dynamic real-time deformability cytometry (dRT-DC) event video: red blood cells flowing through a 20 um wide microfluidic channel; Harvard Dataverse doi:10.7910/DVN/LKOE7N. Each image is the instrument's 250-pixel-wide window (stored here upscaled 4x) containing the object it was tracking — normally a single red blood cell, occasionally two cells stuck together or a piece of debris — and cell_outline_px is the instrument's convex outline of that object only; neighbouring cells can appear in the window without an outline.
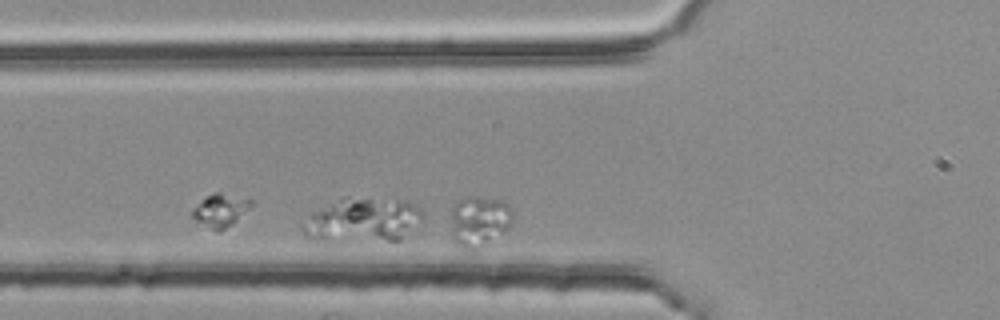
{"species": "common noctule bat (a hibernating species)", "species_latin": "Nyctalus noctula", "temperature_condition": "room temperature", "stored_images_in_passage": 5, "segment_of_instrument_passage": [2, 2], "camera_frame_rate_fps": 3000, "um_per_image_px": 0.085, "animal": {"sex": "female", "body_mass_g": 25.1}, "frame": {"image": 1, "passage_image": 5, "time_ms": 1.333, "image_size_px": [1000, 320], "cell_outline_px": [[512, 224], [508, 228], [480, 248], [464, 248], [456, 244], [452, 236], [452, 208], [456, 200], [464, 196], [476, 196], [504, 200], [512, 208]], "centroid_in_image_um": [40.74, 18.74], "position_along_channel_um": 85.1, "area_um2": 18.32}}